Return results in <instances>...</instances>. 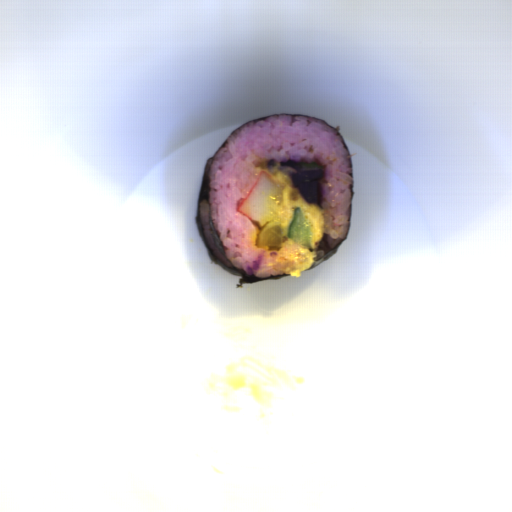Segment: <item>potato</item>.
<instances>
[{"label":"potato","mask_w":512,"mask_h":512,"mask_svg":"<svg viewBox=\"0 0 512 512\" xmlns=\"http://www.w3.org/2000/svg\"><path fill=\"white\" fill-rule=\"evenodd\" d=\"M284 242V228L280 222H267L261 226L256 242L257 247L282 249Z\"/></svg>","instance_id":"obj_2"},{"label":"potato","mask_w":512,"mask_h":512,"mask_svg":"<svg viewBox=\"0 0 512 512\" xmlns=\"http://www.w3.org/2000/svg\"><path fill=\"white\" fill-rule=\"evenodd\" d=\"M269 173H283L289 177L296 189L302 195L303 200L310 205H315L321 209L322 184L324 178L325 167L319 163L294 161L287 159L286 161L269 160L267 165Z\"/></svg>","instance_id":"obj_1"}]
</instances>
